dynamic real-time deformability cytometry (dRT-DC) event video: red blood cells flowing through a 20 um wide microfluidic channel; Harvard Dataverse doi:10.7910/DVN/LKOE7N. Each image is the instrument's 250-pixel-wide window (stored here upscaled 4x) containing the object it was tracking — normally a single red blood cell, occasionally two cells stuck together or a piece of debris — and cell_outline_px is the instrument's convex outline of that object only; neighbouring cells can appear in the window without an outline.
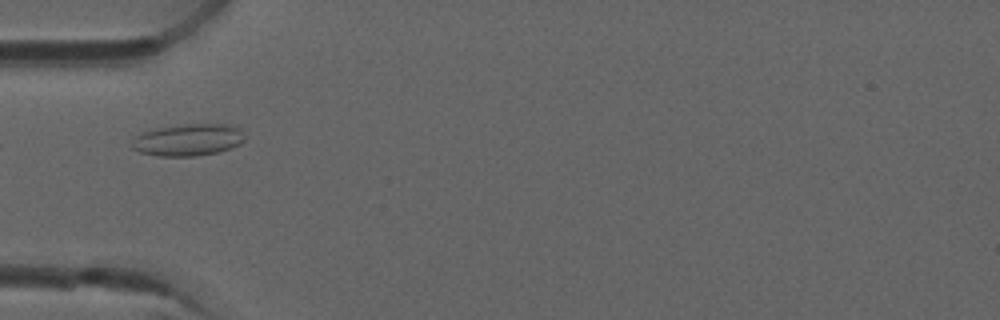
{"species": "common noctule bat (a hibernating species)", "species_latin": "Nyctalus noctula", "temperature_condition": "room temperature", "stored_images_in_passage": 6, "camera_frame_rate_fps": 3000, "um_per_image_px": 0.085, "animal": {"sex": "male", "forearm_length_mm": 52.5}, "frame": {"image": 1, "passage_image": 3, "time_ms": 0.667, "image_size_px": [1000, 320], "cell_outline_px": [[244, 140], [240, 144], [216, 152], [196, 156], [160, 156], [140, 152], [132, 148], [128, 144], [136, 136], [144, 132], [156, 128], [180, 124], [224, 124], [240, 128], [244, 136]], "centroid_in_image_um": [15.95, 11.88], "position_along_channel_um": 69.1, "area_um2": 20.98}}
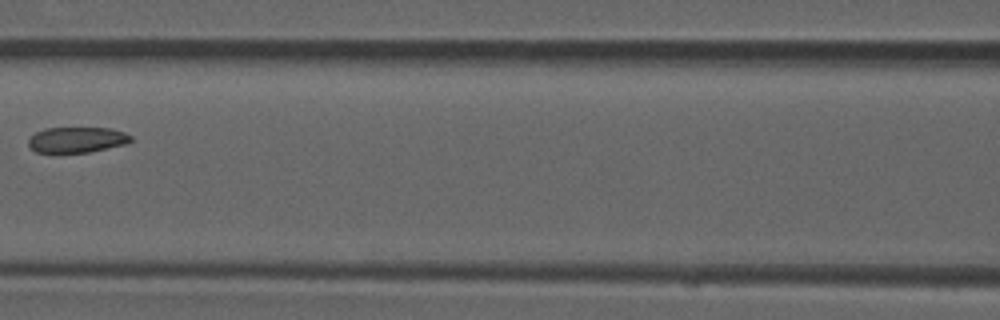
{"frame": {"image": 2, "passage_image": 5, "time_ms": 1.333, "image_size_px": [1000, 320], "cell_outline_px": [[132, 140], [128, 144], [88, 152], [36, 152], [28, 144], [28, 140], [36, 132], [44, 128], [112, 128], [124, 132], [132, 136]], "centroid_in_image_um": [6.58, 11.87], "position_along_channel_um": 160.0, "area_um2": 15.26}}
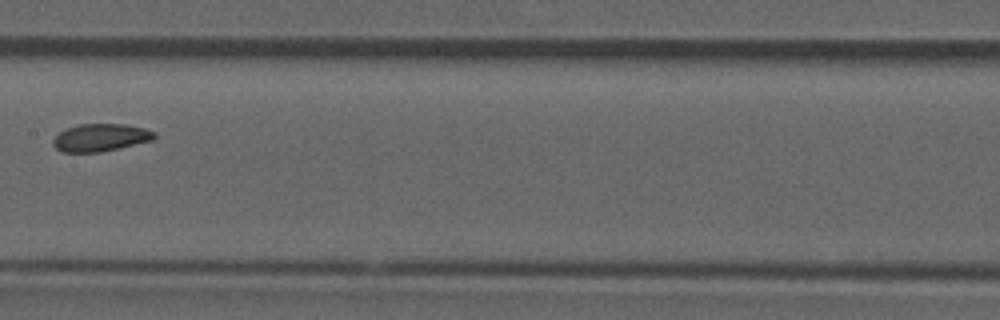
{"frame": {"image": 3, "passage_image": 6, "time_ms": 1.667, "image_size_px": [1000, 320], "cell_outline_px": [[156, 136], [152, 140], [100, 152], [64, 152], [56, 148], [52, 144], [52, 140], [64, 128], [80, 124], [124, 124], [144, 128], [152, 132]], "centroid_in_image_um": [8.49, 11.69], "position_along_channel_um": 198.9, "area_um2": 16.07}}